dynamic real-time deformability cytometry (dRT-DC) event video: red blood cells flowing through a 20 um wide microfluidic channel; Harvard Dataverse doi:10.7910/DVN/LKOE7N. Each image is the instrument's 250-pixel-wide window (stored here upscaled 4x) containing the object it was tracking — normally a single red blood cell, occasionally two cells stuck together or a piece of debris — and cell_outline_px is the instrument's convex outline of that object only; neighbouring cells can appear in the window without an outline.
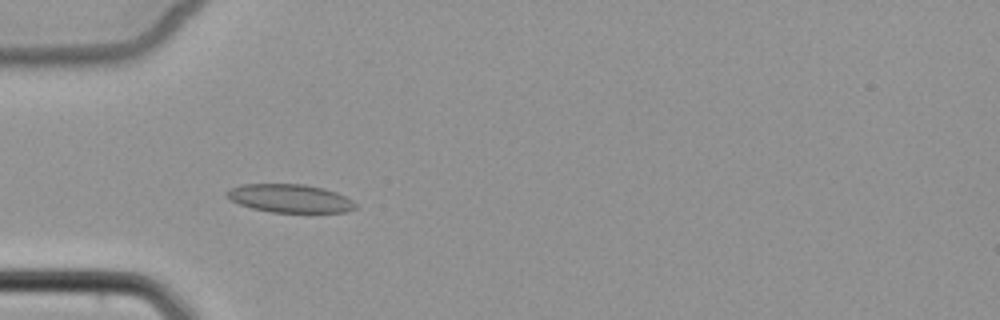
{"species": "common noctule bat (a hibernating species)", "species_latin": "Nyctalus noctula", "temperature_condition": "cold", "stored_images_in_passage": 7, "camera_frame_rate_fps": 3000, "um_per_image_px": 0.085, "animal": {"sex": "female", "body_mass_g": 22.7, "forearm_length_mm": 54.2}, "frame": {"image": 1, "passage_image": 4, "time_ms": 3.333, "image_size_px": [1000, 320], "cell_outline_px": [[356, 208], [348, 212], [272, 212], [252, 208], [240, 204], [224, 196], [224, 192], [232, 188], [244, 184], [304, 184], [324, 188], [336, 192], [352, 200], [356, 204]], "centroid_in_image_um": [24.65, 16.86], "position_along_channel_um": 60.4, "area_um2": 21.15}}
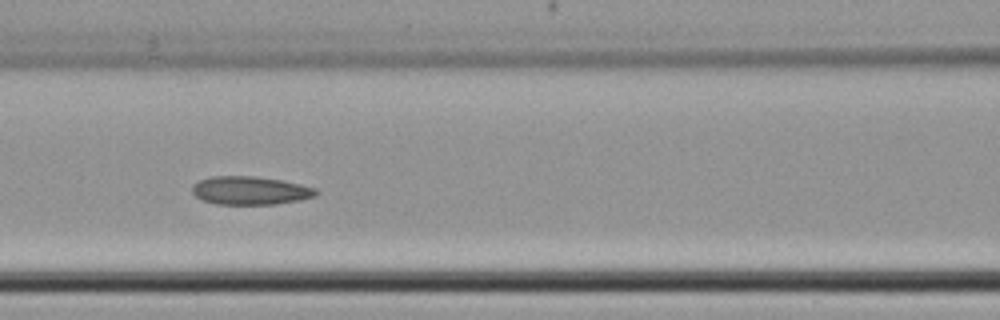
{"frame": {"image": 2, "passage_image": 6, "time_ms": 5.667, "image_size_px": [1000, 320], "cell_outline_px": [[320, 192], [316, 196], [300, 200], [276, 204], [216, 204], [204, 200], [196, 196], [192, 192], [192, 184], [200, 180], [212, 176], [256, 176], [280, 180], [300, 184], [316, 188]], "centroid_in_image_um": [21.29, 16.19], "position_along_channel_um": 145.3, "area_um2": 20.46}}
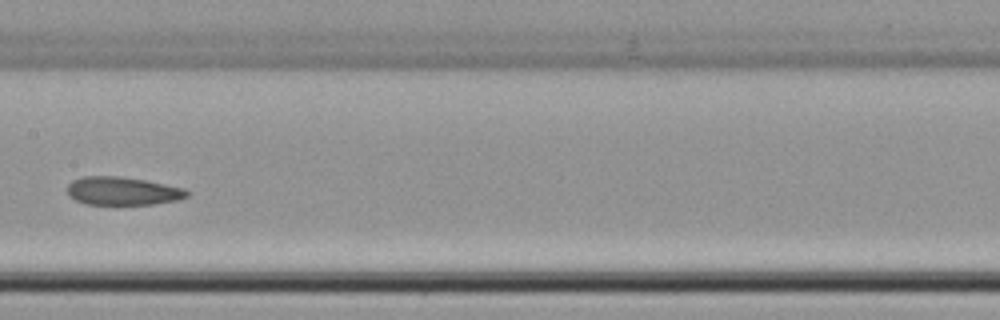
{"frame": {"image": 3, "passage_image": 7, "time_ms": 7.0, "image_size_px": [1000, 320], "cell_outline_px": [[192, 192], [188, 196], [176, 200], [152, 204], [88, 204], [76, 200], [68, 196], [68, 184], [72, 180], [84, 176], [116, 176], [148, 180], [184, 188]], "centroid_in_image_um": [10.44, 16.22], "position_along_channel_um": 197.0, "area_um2": 19.71}}